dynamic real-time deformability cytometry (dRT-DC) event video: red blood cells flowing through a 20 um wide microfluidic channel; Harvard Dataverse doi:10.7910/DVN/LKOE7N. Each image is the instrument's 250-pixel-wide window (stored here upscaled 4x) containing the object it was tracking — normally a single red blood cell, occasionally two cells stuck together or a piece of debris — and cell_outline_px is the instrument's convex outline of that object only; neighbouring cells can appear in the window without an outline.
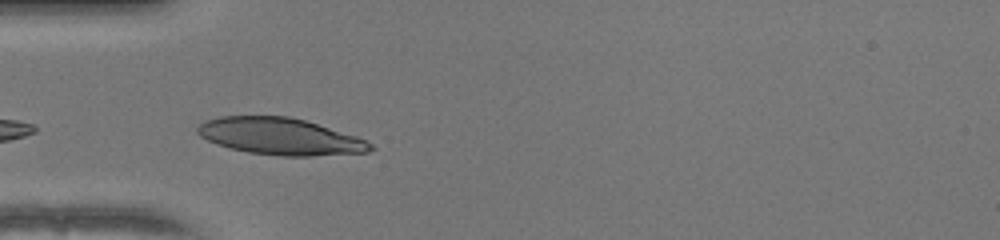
{"species": "human", "species_latin": "Homo sapiens", "temperature_condition": "warm", "stored_images_in_passage": 24, "camera_frame_rate_fps": 3000, "um_per_image_px": 0.085, "donor": {"sex": "female"}, "frame": {"image": 1, "passage_image": 3, "time_ms": 0.667, "image_size_px": [1000, 240], "cell_outline_px": [[376, 148], [368, 152], [312, 156], [280, 156], [248, 152], [228, 148], [216, 144], [200, 136], [196, 132], [196, 128], [204, 120], [220, 116], [288, 116], [304, 120], [356, 136], [372, 144]], "centroid_in_image_um": [23.78, 11.6], "position_along_channel_um": 61.2, "area_um2": 37.11}}
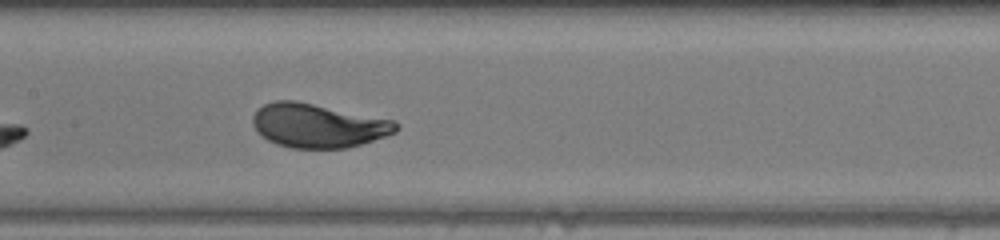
{"frame": {"image": 2, "passage_image": 12, "time_ms": 3.667, "image_size_px": [1000, 240], "cell_outline_px": [[400, 128], [396, 132], [348, 148], [292, 148], [276, 144], [268, 140], [252, 124], [252, 116], [256, 108], [272, 100], [296, 100], [396, 120], [400, 124]], "centroid_in_image_um": [27.04, 10.65], "position_along_channel_um": 180.4, "area_um2": 36.93}}
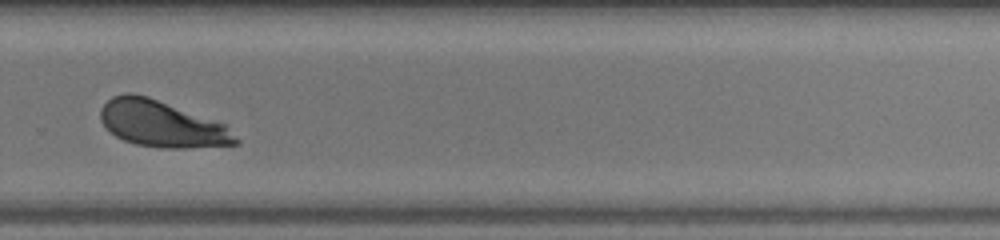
{"frame": {"image": 3, "passage_image": 22, "time_ms": 7.0, "image_size_px": [1000, 240], "cell_outline_px": [[240, 144], [184, 148], [160, 148], [136, 144], [124, 140], [116, 136], [100, 120], [100, 108], [112, 96], [124, 92], [132, 92], [148, 96], [224, 124], [240, 140]], "centroid_in_image_um": [13.73, 10.52], "position_along_channel_um": 316.1, "area_um2": 36.3}}